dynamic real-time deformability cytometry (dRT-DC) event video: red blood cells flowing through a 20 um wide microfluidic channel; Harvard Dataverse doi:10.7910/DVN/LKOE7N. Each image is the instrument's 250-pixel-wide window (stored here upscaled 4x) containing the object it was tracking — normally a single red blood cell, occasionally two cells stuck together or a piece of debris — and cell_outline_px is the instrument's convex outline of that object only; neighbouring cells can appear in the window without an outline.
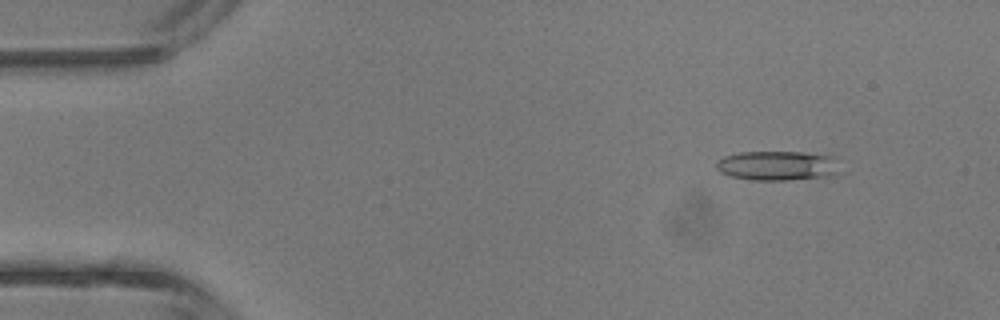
{"species": "common noctule bat (a hibernating species)", "species_latin": "Nyctalus noctula", "temperature_condition": "room temperature", "stored_images_in_passage": 3, "camera_frame_rate_fps": 3000, "um_per_image_px": 0.085, "animal": {"sex": "male", "body_mass_g": 13.3}, "frame": {"image": 1, "passage_image": 2, "time_ms": 1.0, "image_size_px": [1000, 320], "cell_outline_px": [[836, 176], [788, 180], [752, 180], [732, 176], [720, 172], [716, 168], [716, 160], [724, 156], [740, 152], [804, 152], [836, 156]], "centroid_in_image_um": [66.08, 14.08], "position_along_channel_um": 18.9, "area_um2": 21.44}}